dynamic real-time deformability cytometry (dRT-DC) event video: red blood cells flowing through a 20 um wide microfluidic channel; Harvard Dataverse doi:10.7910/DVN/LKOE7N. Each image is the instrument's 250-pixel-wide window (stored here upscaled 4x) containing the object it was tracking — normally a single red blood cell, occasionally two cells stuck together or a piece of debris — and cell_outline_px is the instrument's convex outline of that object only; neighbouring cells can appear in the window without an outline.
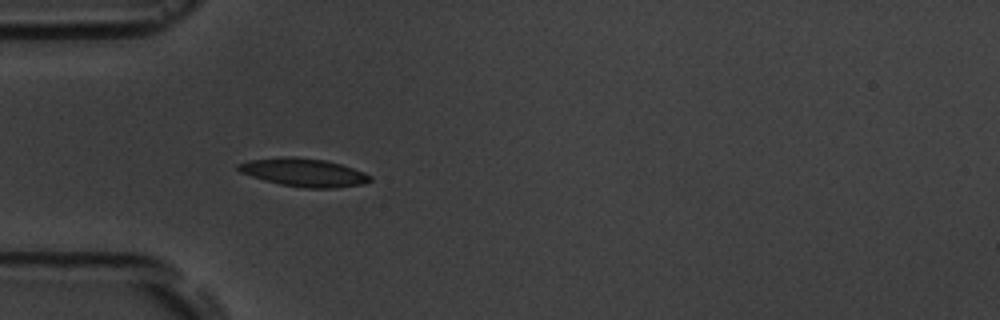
{"species": "common noctule bat (a hibernating species)", "species_latin": "Nyctalus noctula", "temperature_condition": "room temperature", "stored_images_in_passage": 5, "camera_frame_rate_fps": 3000, "um_per_image_px": 0.085, "animal": {"sex": "male", "body_mass_g": 19.5, "forearm_length_mm": 54.6}, "frame": {"image": 1, "passage_image": 5, "time_ms": 5.333, "image_size_px": [1000, 320], "cell_outline_px": [[372, 180], [364, 184], [336, 188], [304, 188], [280, 184], [264, 180], [240, 172], [236, 168], [236, 164], [248, 160], [280, 156], [296, 156], [324, 160], [340, 164], [364, 172], [372, 176]], "centroid_in_image_um": [25.8, 14.65], "position_along_channel_um": 59.2, "area_um2": 21.85}}